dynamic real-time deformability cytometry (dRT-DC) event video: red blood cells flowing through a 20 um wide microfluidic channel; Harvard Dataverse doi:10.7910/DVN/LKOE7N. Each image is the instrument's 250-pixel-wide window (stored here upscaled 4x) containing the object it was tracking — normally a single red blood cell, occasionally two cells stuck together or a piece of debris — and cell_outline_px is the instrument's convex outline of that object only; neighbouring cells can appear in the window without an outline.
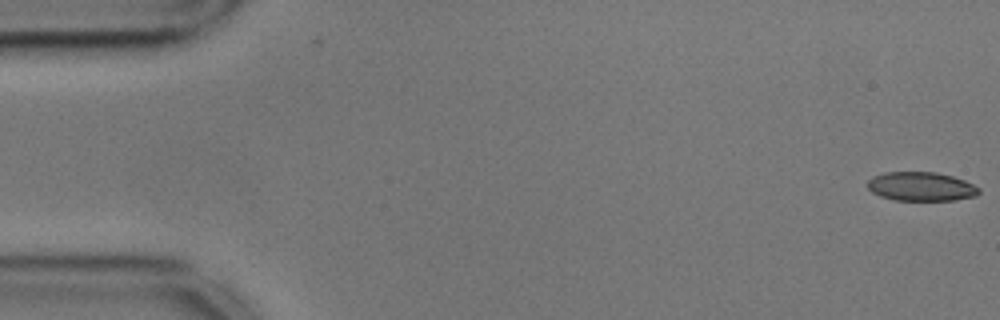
{"species": "common noctule bat (a hibernating species)", "species_latin": "Nyctalus noctula", "temperature_condition": "cold", "stored_images_in_passage": 55, "camera_frame_rate_fps": 3000, "um_per_image_px": 0.085, "animal": {"sex": "male", "body_mass_g": 17.9, "forearm_length_mm": 54.2}, "frame": {"image": 1, "passage_image": 1, "time_ms": 0.0, "image_size_px": [1000, 320], "cell_outline_px": [[980, 192], [976, 196], [952, 200], [896, 200], [880, 196], [872, 192], [868, 188], [868, 180], [872, 176], [884, 172], [936, 172], [952, 176], [964, 180], [980, 188]], "centroid_in_image_um": [78.28, 15.85], "position_along_channel_um": 6.7, "area_um2": 18.79}}
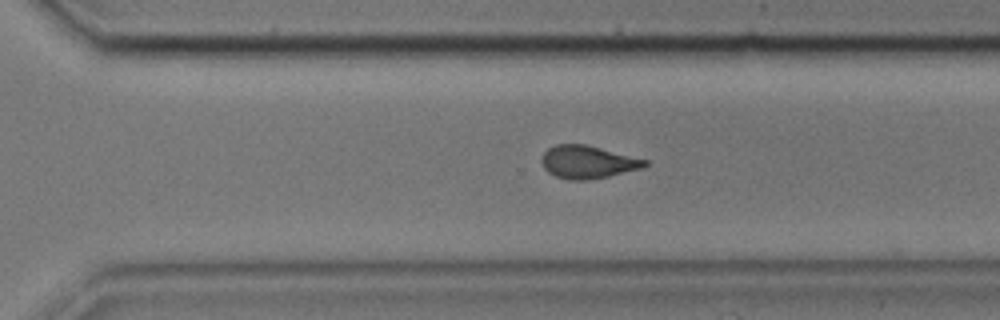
{"frame": {"image": 2, "passage_image": 38, "time_ms": 12.333, "image_size_px": [1000, 320], "cell_outline_px": [[648, 164], [640, 168], [608, 176], [588, 180], [568, 180], [556, 176], [548, 172], [544, 168], [540, 160], [544, 152], [548, 148], [556, 144], [584, 144], [648, 160]], "centroid_in_image_um": [49.91, 13.77], "position_along_channel_um": 320.7, "area_um2": 19.54}}
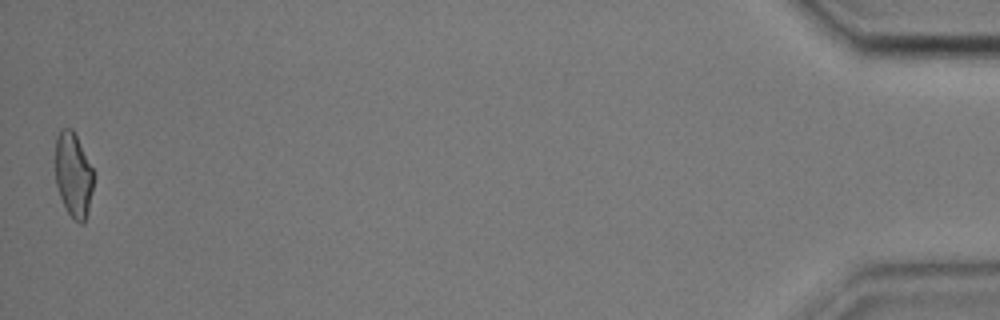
{"frame": {"image": 3, "passage_image": 55, "time_ms": 18.0, "image_size_px": [1000, 320], "cell_outline_px": [[96, 172], [88, 212], [84, 224], [80, 224], [68, 212], [60, 196], [56, 184], [56, 136], [60, 128], [72, 128]], "centroid_in_image_um": [6.27, 14.84], "position_along_channel_um": 428.9, "area_um2": 19.13}, "authors_computed_cell_mechanics": {"area_um2": 20.1722, "velocity_mm_per_s": 3.5945, "shape_relaxation_time_tau1_ms": null, "shape_relaxation_time_tau2_ms": 2.2651, "deformation_change_tau1": null, "deformation_change_tau2": 0.0848}}